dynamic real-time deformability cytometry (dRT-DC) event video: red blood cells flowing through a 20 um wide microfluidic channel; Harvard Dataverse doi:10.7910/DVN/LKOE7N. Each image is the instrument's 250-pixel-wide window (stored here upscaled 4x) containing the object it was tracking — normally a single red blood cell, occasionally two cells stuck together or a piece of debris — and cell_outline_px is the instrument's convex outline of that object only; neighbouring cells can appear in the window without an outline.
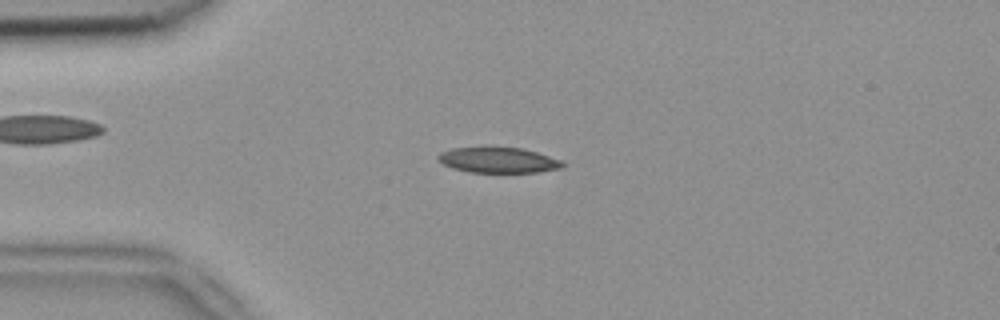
{"species": "common noctule bat (a hibernating species)", "species_latin": "Nyctalus noctula", "temperature_condition": "room temperature", "stored_images_in_passage": 6, "camera_frame_rate_fps": 3000, "um_per_image_px": 0.085, "animal": {"sex": "female", "body_mass_g": 18.4}, "frame": {"image": 1, "passage_image": 3, "time_ms": 0.667, "image_size_px": [1000, 320], "cell_outline_px": [[564, 168], [540, 172], [468, 172], [452, 168], [444, 164], [436, 156], [440, 152], [452, 148], [484, 144], [524, 148], [560, 160], [564, 164]], "centroid_in_image_um": [42.31, 13.56], "position_along_channel_um": 42.7, "area_um2": 19.31}}